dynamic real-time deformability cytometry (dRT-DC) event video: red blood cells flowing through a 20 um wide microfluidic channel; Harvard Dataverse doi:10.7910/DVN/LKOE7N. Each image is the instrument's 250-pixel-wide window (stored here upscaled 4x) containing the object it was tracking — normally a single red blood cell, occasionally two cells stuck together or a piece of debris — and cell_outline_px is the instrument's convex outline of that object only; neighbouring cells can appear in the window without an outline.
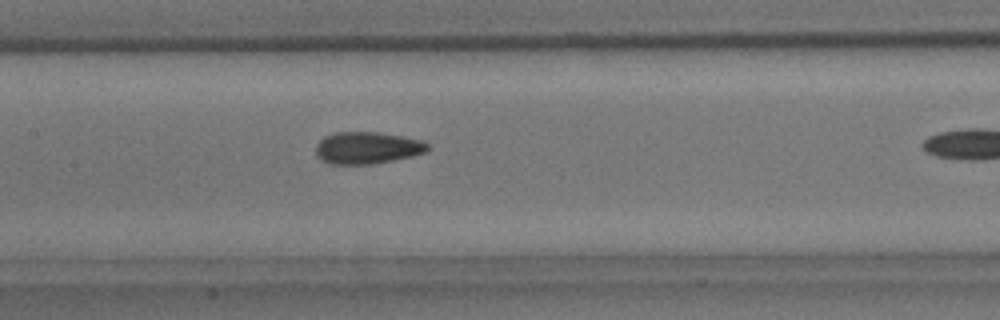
{"species": "common noctule bat (a hibernating species)", "species_latin": "Nyctalus noctula", "temperature_condition": "room temperature", "stored_images_in_passage": 6, "camera_frame_rate_fps": 3000, "um_per_image_px": 0.085, "animal": {"sex": "male", "body_mass_g": 15.6}, "frame": {"image": 1, "passage_image": 5, "time_ms": 4.667, "image_size_px": [1000, 320], "cell_outline_px": [[428, 148], [424, 152], [412, 156], [372, 164], [332, 164], [320, 160], [316, 152], [316, 144], [324, 136], [332, 132], [380, 132], [420, 140], [428, 144]], "centroid_in_image_um": [31.16, 12.56], "position_along_channel_um": 176.2, "area_um2": 20.75}}